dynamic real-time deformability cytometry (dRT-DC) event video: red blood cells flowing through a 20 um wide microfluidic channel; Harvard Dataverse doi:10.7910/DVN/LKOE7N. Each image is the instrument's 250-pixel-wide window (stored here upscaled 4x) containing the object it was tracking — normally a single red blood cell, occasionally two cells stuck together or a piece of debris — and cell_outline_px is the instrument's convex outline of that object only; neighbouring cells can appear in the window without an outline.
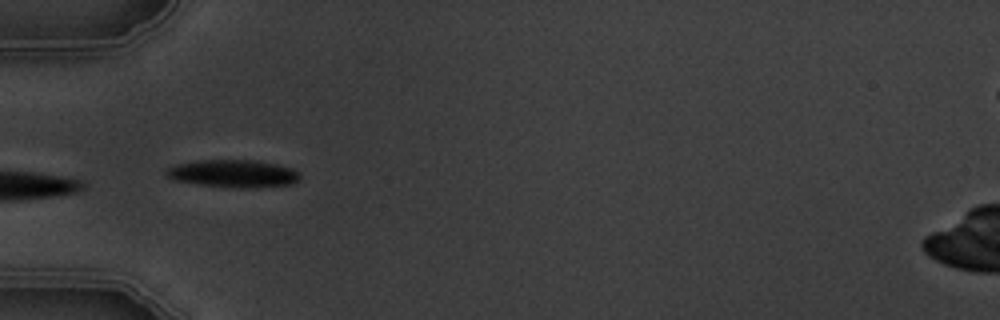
{"species": "common noctule bat (a hibernating species)", "species_latin": "Nyctalus noctula", "temperature_condition": "warm", "stored_images_in_passage": 5, "camera_frame_rate_fps": 3000, "um_per_image_px": 0.085, "animal": {"sex": "male", "body_mass_g": 19.5, "forearm_length_mm": 54.6}, "frame": {"image": 1, "passage_image": 4, "time_ms": 4.333, "image_size_px": [1000, 320], "cell_outline_px": [[300, 180], [292, 184], [252, 188], [232, 188], [200, 184], [172, 180], [164, 172], [168, 168], [176, 164], [196, 160], [256, 160], [276, 164], [292, 168], [300, 172]], "centroid_in_image_um": [19.85, 14.75], "position_along_channel_um": 65.2, "area_um2": 21.73}}